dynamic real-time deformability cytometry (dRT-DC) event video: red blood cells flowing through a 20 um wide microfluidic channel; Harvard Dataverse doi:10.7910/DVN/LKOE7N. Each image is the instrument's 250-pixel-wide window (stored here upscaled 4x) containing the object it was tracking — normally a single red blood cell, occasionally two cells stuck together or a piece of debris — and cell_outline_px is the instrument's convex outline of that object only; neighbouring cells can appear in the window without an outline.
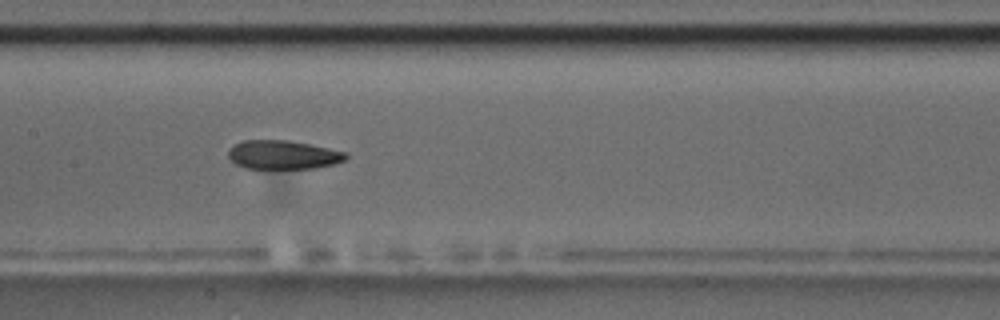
{"species": "common noctule bat (a hibernating species)", "species_latin": "Nyctalus noctula", "temperature_condition": "room temperature", "stored_images_in_passage": 11, "camera_frame_rate_fps": 3000, "um_per_image_px": 0.085, "animal": {"sex": "male", "body_mass_g": 17.5, "forearm_length_mm": 52.3}, "frame": {"image": 1, "passage_image": 4, "time_ms": 3.333, "image_size_px": [1000, 320], "cell_outline_px": [[348, 156], [344, 160], [332, 164], [312, 168], [244, 168], [236, 164], [228, 156], [228, 152], [236, 144], [244, 140], [288, 140], [348, 152]], "centroid_in_image_um": [24.07, 13.15], "position_along_channel_um": 183.3, "area_um2": 19.42}, "authors_computed_cell_mechanics": {"area_um2": 20.808, "velocity_mm_per_s": 3.4693, "shape_relaxation_time_tau1_ms": 8.3517, "shape_relaxation_time_tau2_ms": 2.6557, "deformation_change_tau1": 0.1601, "deformation_change_tau2": 0.068}}